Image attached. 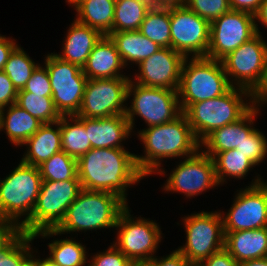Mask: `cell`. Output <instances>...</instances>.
Wrapping results in <instances>:
<instances>
[{"mask_svg":"<svg viewBox=\"0 0 267 266\" xmlns=\"http://www.w3.org/2000/svg\"><path fill=\"white\" fill-rule=\"evenodd\" d=\"M52 99L61 116L77 115L88 78L82 68L60 59L55 53L45 56Z\"/></svg>","mask_w":267,"mask_h":266,"instance_id":"cell-12","label":"cell"},{"mask_svg":"<svg viewBox=\"0 0 267 266\" xmlns=\"http://www.w3.org/2000/svg\"><path fill=\"white\" fill-rule=\"evenodd\" d=\"M263 0H229L231 10L245 11L255 15Z\"/></svg>","mask_w":267,"mask_h":266,"instance_id":"cell-44","label":"cell"},{"mask_svg":"<svg viewBox=\"0 0 267 266\" xmlns=\"http://www.w3.org/2000/svg\"><path fill=\"white\" fill-rule=\"evenodd\" d=\"M124 68L126 67L114 42L108 35H103L95 44L82 70L88 79L129 77L122 74Z\"/></svg>","mask_w":267,"mask_h":266,"instance_id":"cell-21","label":"cell"},{"mask_svg":"<svg viewBox=\"0 0 267 266\" xmlns=\"http://www.w3.org/2000/svg\"><path fill=\"white\" fill-rule=\"evenodd\" d=\"M18 91L4 71H0V109L16 103Z\"/></svg>","mask_w":267,"mask_h":266,"instance_id":"cell-41","label":"cell"},{"mask_svg":"<svg viewBox=\"0 0 267 266\" xmlns=\"http://www.w3.org/2000/svg\"><path fill=\"white\" fill-rule=\"evenodd\" d=\"M179 163L163 186L165 192H179L192 198L220 185L213 158L204 153L202 148Z\"/></svg>","mask_w":267,"mask_h":266,"instance_id":"cell-17","label":"cell"},{"mask_svg":"<svg viewBox=\"0 0 267 266\" xmlns=\"http://www.w3.org/2000/svg\"><path fill=\"white\" fill-rule=\"evenodd\" d=\"M252 98L250 91L231 87L222 96L192 103L183 113L201 142L213 130L242 118L254 106Z\"/></svg>","mask_w":267,"mask_h":266,"instance_id":"cell-4","label":"cell"},{"mask_svg":"<svg viewBox=\"0 0 267 266\" xmlns=\"http://www.w3.org/2000/svg\"><path fill=\"white\" fill-rule=\"evenodd\" d=\"M224 233V249L236 261L267 257V227Z\"/></svg>","mask_w":267,"mask_h":266,"instance_id":"cell-23","label":"cell"},{"mask_svg":"<svg viewBox=\"0 0 267 266\" xmlns=\"http://www.w3.org/2000/svg\"><path fill=\"white\" fill-rule=\"evenodd\" d=\"M255 15L230 10L210 23V41L206 57L221 60L256 36Z\"/></svg>","mask_w":267,"mask_h":266,"instance_id":"cell-16","label":"cell"},{"mask_svg":"<svg viewBox=\"0 0 267 266\" xmlns=\"http://www.w3.org/2000/svg\"><path fill=\"white\" fill-rule=\"evenodd\" d=\"M81 190L80 180L42 181L31 217L19 229L33 236L56 229Z\"/></svg>","mask_w":267,"mask_h":266,"instance_id":"cell-7","label":"cell"},{"mask_svg":"<svg viewBox=\"0 0 267 266\" xmlns=\"http://www.w3.org/2000/svg\"><path fill=\"white\" fill-rule=\"evenodd\" d=\"M186 243L178 251L193 265L224 248V226L221 212L202 211L182 218Z\"/></svg>","mask_w":267,"mask_h":266,"instance_id":"cell-10","label":"cell"},{"mask_svg":"<svg viewBox=\"0 0 267 266\" xmlns=\"http://www.w3.org/2000/svg\"><path fill=\"white\" fill-rule=\"evenodd\" d=\"M108 36L114 42L125 67L128 62L138 65L161 49L139 31L111 32Z\"/></svg>","mask_w":267,"mask_h":266,"instance_id":"cell-26","label":"cell"},{"mask_svg":"<svg viewBox=\"0 0 267 266\" xmlns=\"http://www.w3.org/2000/svg\"><path fill=\"white\" fill-rule=\"evenodd\" d=\"M220 61L230 85L246 89L253 94L265 75L267 43L261 34H257Z\"/></svg>","mask_w":267,"mask_h":266,"instance_id":"cell-11","label":"cell"},{"mask_svg":"<svg viewBox=\"0 0 267 266\" xmlns=\"http://www.w3.org/2000/svg\"><path fill=\"white\" fill-rule=\"evenodd\" d=\"M19 45L12 51L3 71L13 82L17 91L22 90L38 66Z\"/></svg>","mask_w":267,"mask_h":266,"instance_id":"cell-36","label":"cell"},{"mask_svg":"<svg viewBox=\"0 0 267 266\" xmlns=\"http://www.w3.org/2000/svg\"><path fill=\"white\" fill-rule=\"evenodd\" d=\"M102 36L98 30L75 19L67 31L65 40H63L62 54L55 53V55L64 61L83 68L95 44Z\"/></svg>","mask_w":267,"mask_h":266,"instance_id":"cell-22","label":"cell"},{"mask_svg":"<svg viewBox=\"0 0 267 266\" xmlns=\"http://www.w3.org/2000/svg\"><path fill=\"white\" fill-rule=\"evenodd\" d=\"M231 87L220 60L186 57L177 90L181 110L184 112L192 103L222 96Z\"/></svg>","mask_w":267,"mask_h":266,"instance_id":"cell-6","label":"cell"},{"mask_svg":"<svg viewBox=\"0 0 267 266\" xmlns=\"http://www.w3.org/2000/svg\"><path fill=\"white\" fill-rule=\"evenodd\" d=\"M127 203L118 195L106 191L82 189L68 207L66 215L56 229L38 232L34 237L49 238L64 233L115 228Z\"/></svg>","mask_w":267,"mask_h":266,"instance_id":"cell-3","label":"cell"},{"mask_svg":"<svg viewBox=\"0 0 267 266\" xmlns=\"http://www.w3.org/2000/svg\"><path fill=\"white\" fill-rule=\"evenodd\" d=\"M253 180L251 185L237 190L228 212H221L224 232L267 227V185L259 175Z\"/></svg>","mask_w":267,"mask_h":266,"instance_id":"cell-13","label":"cell"},{"mask_svg":"<svg viewBox=\"0 0 267 266\" xmlns=\"http://www.w3.org/2000/svg\"><path fill=\"white\" fill-rule=\"evenodd\" d=\"M135 155L125 148L90 149L77 160L82 189L111 192L128 204L127 187L145 177L137 167Z\"/></svg>","mask_w":267,"mask_h":266,"instance_id":"cell-1","label":"cell"},{"mask_svg":"<svg viewBox=\"0 0 267 266\" xmlns=\"http://www.w3.org/2000/svg\"><path fill=\"white\" fill-rule=\"evenodd\" d=\"M23 90L42 97H52L51 82L45 65L39 64L34 69Z\"/></svg>","mask_w":267,"mask_h":266,"instance_id":"cell-39","label":"cell"},{"mask_svg":"<svg viewBox=\"0 0 267 266\" xmlns=\"http://www.w3.org/2000/svg\"><path fill=\"white\" fill-rule=\"evenodd\" d=\"M144 266H193L177 249L162 258L156 256L143 264Z\"/></svg>","mask_w":267,"mask_h":266,"instance_id":"cell-42","label":"cell"},{"mask_svg":"<svg viewBox=\"0 0 267 266\" xmlns=\"http://www.w3.org/2000/svg\"><path fill=\"white\" fill-rule=\"evenodd\" d=\"M137 133L145 153L144 156L135 155V160L145 177L154 173L165 175L161 168L163 158H186L200 149V142L184 113L171 122L144 128Z\"/></svg>","mask_w":267,"mask_h":266,"instance_id":"cell-2","label":"cell"},{"mask_svg":"<svg viewBox=\"0 0 267 266\" xmlns=\"http://www.w3.org/2000/svg\"><path fill=\"white\" fill-rule=\"evenodd\" d=\"M241 266H267V257L243 261Z\"/></svg>","mask_w":267,"mask_h":266,"instance_id":"cell-50","label":"cell"},{"mask_svg":"<svg viewBox=\"0 0 267 266\" xmlns=\"http://www.w3.org/2000/svg\"><path fill=\"white\" fill-rule=\"evenodd\" d=\"M216 177L220 185L226 182V177L242 179L256 165L237 149L217 153L213 157Z\"/></svg>","mask_w":267,"mask_h":266,"instance_id":"cell-32","label":"cell"},{"mask_svg":"<svg viewBox=\"0 0 267 266\" xmlns=\"http://www.w3.org/2000/svg\"><path fill=\"white\" fill-rule=\"evenodd\" d=\"M185 59L183 54L172 48H161L137 65L139 74L130 80L147 87L177 91Z\"/></svg>","mask_w":267,"mask_h":266,"instance_id":"cell-18","label":"cell"},{"mask_svg":"<svg viewBox=\"0 0 267 266\" xmlns=\"http://www.w3.org/2000/svg\"><path fill=\"white\" fill-rule=\"evenodd\" d=\"M20 266H39V258L31 254Z\"/></svg>","mask_w":267,"mask_h":266,"instance_id":"cell-51","label":"cell"},{"mask_svg":"<svg viewBox=\"0 0 267 266\" xmlns=\"http://www.w3.org/2000/svg\"><path fill=\"white\" fill-rule=\"evenodd\" d=\"M41 182L39 167L20 160L18 166L0 180V220L19 229L31 217Z\"/></svg>","mask_w":267,"mask_h":266,"instance_id":"cell-5","label":"cell"},{"mask_svg":"<svg viewBox=\"0 0 267 266\" xmlns=\"http://www.w3.org/2000/svg\"><path fill=\"white\" fill-rule=\"evenodd\" d=\"M171 48L185 57H206L210 22L185 4L170 7Z\"/></svg>","mask_w":267,"mask_h":266,"instance_id":"cell-15","label":"cell"},{"mask_svg":"<svg viewBox=\"0 0 267 266\" xmlns=\"http://www.w3.org/2000/svg\"><path fill=\"white\" fill-rule=\"evenodd\" d=\"M236 149L255 165H259L267 156V138L256 128Z\"/></svg>","mask_w":267,"mask_h":266,"instance_id":"cell-38","label":"cell"},{"mask_svg":"<svg viewBox=\"0 0 267 266\" xmlns=\"http://www.w3.org/2000/svg\"><path fill=\"white\" fill-rule=\"evenodd\" d=\"M252 95H253L252 100L254 106L260 107L264 103L267 104V65L262 83Z\"/></svg>","mask_w":267,"mask_h":266,"instance_id":"cell-46","label":"cell"},{"mask_svg":"<svg viewBox=\"0 0 267 266\" xmlns=\"http://www.w3.org/2000/svg\"><path fill=\"white\" fill-rule=\"evenodd\" d=\"M87 266H133L134 263L127 258L114 244L108 250L99 252L88 259Z\"/></svg>","mask_w":267,"mask_h":266,"instance_id":"cell-40","label":"cell"},{"mask_svg":"<svg viewBox=\"0 0 267 266\" xmlns=\"http://www.w3.org/2000/svg\"><path fill=\"white\" fill-rule=\"evenodd\" d=\"M133 266H144L143 264H134Z\"/></svg>","mask_w":267,"mask_h":266,"instance_id":"cell-54","label":"cell"},{"mask_svg":"<svg viewBox=\"0 0 267 266\" xmlns=\"http://www.w3.org/2000/svg\"><path fill=\"white\" fill-rule=\"evenodd\" d=\"M15 228L0 220V243L14 230Z\"/></svg>","mask_w":267,"mask_h":266,"instance_id":"cell-49","label":"cell"},{"mask_svg":"<svg viewBox=\"0 0 267 266\" xmlns=\"http://www.w3.org/2000/svg\"><path fill=\"white\" fill-rule=\"evenodd\" d=\"M50 256L47 257L58 266H84L88 261L86 246L73 238L57 239L48 243Z\"/></svg>","mask_w":267,"mask_h":266,"instance_id":"cell-33","label":"cell"},{"mask_svg":"<svg viewBox=\"0 0 267 266\" xmlns=\"http://www.w3.org/2000/svg\"><path fill=\"white\" fill-rule=\"evenodd\" d=\"M131 96L133 99L130 107L126 108L125 116L132 131L135 115L141 117L148 128L171 122L183 113L176 90L147 87L130 80L127 100Z\"/></svg>","mask_w":267,"mask_h":266,"instance_id":"cell-8","label":"cell"},{"mask_svg":"<svg viewBox=\"0 0 267 266\" xmlns=\"http://www.w3.org/2000/svg\"><path fill=\"white\" fill-rule=\"evenodd\" d=\"M184 4L210 23L231 10L229 0H185Z\"/></svg>","mask_w":267,"mask_h":266,"instance_id":"cell-37","label":"cell"},{"mask_svg":"<svg viewBox=\"0 0 267 266\" xmlns=\"http://www.w3.org/2000/svg\"><path fill=\"white\" fill-rule=\"evenodd\" d=\"M58 122L61 130L62 151L78 160L92 149L88 132L75 115L61 116Z\"/></svg>","mask_w":267,"mask_h":266,"instance_id":"cell-28","label":"cell"},{"mask_svg":"<svg viewBox=\"0 0 267 266\" xmlns=\"http://www.w3.org/2000/svg\"><path fill=\"white\" fill-rule=\"evenodd\" d=\"M39 266H58V265L54 264L50 259L44 258V259H39Z\"/></svg>","mask_w":267,"mask_h":266,"instance_id":"cell-52","label":"cell"},{"mask_svg":"<svg viewBox=\"0 0 267 266\" xmlns=\"http://www.w3.org/2000/svg\"><path fill=\"white\" fill-rule=\"evenodd\" d=\"M259 110V107L253 106L238 121L213 130L200 142V148L206 149L202 151L213 158L219 152L239 147L256 129L253 125Z\"/></svg>","mask_w":267,"mask_h":266,"instance_id":"cell-19","label":"cell"},{"mask_svg":"<svg viewBox=\"0 0 267 266\" xmlns=\"http://www.w3.org/2000/svg\"><path fill=\"white\" fill-rule=\"evenodd\" d=\"M127 206L119 215L113 244L134 264H144L155 257L162 239L161 227L153 220L134 217Z\"/></svg>","mask_w":267,"mask_h":266,"instance_id":"cell-9","label":"cell"},{"mask_svg":"<svg viewBox=\"0 0 267 266\" xmlns=\"http://www.w3.org/2000/svg\"><path fill=\"white\" fill-rule=\"evenodd\" d=\"M130 77L88 79L80 110L75 116L104 118L125 115Z\"/></svg>","mask_w":267,"mask_h":266,"instance_id":"cell-14","label":"cell"},{"mask_svg":"<svg viewBox=\"0 0 267 266\" xmlns=\"http://www.w3.org/2000/svg\"><path fill=\"white\" fill-rule=\"evenodd\" d=\"M151 7L168 8L184 4L185 0H146Z\"/></svg>","mask_w":267,"mask_h":266,"instance_id":"cell-48","label":"cell"},{"mask_svg":"<svg viewBox=\"0 0 267 266\" xmlns=\"http://www.w3.org/2000/svg\"><path fill=\"white\" fill-rule=\"evenodd\" d=\"M34 239L33 235L14 229L0 243V266H20L32 254L31 244Z\"/></svg>","mask_w":267,"mask_h":266,"instance_id":"cell-31","label":"cell"},{"mask_svg":"<svg viewBox=\"0 0 267 266\" xmlns=\"http://www.w3.org/2000/svg\"><path fill=\"white\" fill-rule=\"evenodd\" d=\"M197 266H241L224 248L212 254Z\"/></svg>","mask_w":267,"mask_h":266,"instance_id":"cell-43","label":"cell"},{"mask_svg":"<svg viewBox=\"0 0 267 266\" xmlns=\"http://www.w3.org/2000/svg\"><path fill=\"white\" fill-rule=\"evenodd\" d=\"M76 117L84 124L92 148H124L121 142L129 138L132 132L125 115L100 119Z\"/></svg>","mask_w":267,"mask_h":266,"instance_id":"cell-20","label":"cell"},{"mask_svg":"<svg viewBox=\"0 0 267 266\" xmlns=\"http://www.w3.org/2000/svg\"><path fill=\"white\" fill-rule=\"evenodd\" d=\"M14 41L16 40L0 34V71H3L10 54L18 46Z\"/></svg>","mask_w":267,"mask_h":266,"instance_id":"cell-45","label":"cell"},{"mask_svg":"<svg viewBox=\"0 0 267 266\" xmlns=\"http://www.w3.org/2000/svg\"><path fill=\"white\" fill-rule=\"evenodd\" d=\"M23 145L28 147L21 161L33 166L41 165L62 151L60 123H44Z\"/></svg>","mask_w":267,"mask_h":266,"instance_id":"cell-24","label":"cell"},{"mask_svg":"<svg viewBox=\"0 0 267 266\" xmlns=\"http://www.w3.org/2000/svg\"><path fill=\"white\" fill-rule=\"evenodd\" d=\"M150 9L146 0H116L113 32L138 31Z\"/></svg>","mask_w":267,"mask_h":266,"instance_id":"cell-30","label":"cell"},{"mask_svg":"<svg viewBox=\"0 0 267 266\" xmlns=\"http://www.w3.org/2000/svg\"><path fill=\"white\" fill-rule=\"evenodd\" d=\"M116 0H82L75 6L76 20L98 30L102 35L113 32Z\"/></svg>","mask_w":267,"mask_h":266,"instance_id":"cell-27","label":"cell"},{"mask_svg":"<svg viewBox=\"0 0 267 266\" xmlns=\"http://www.w3.org/2000/svg\"><path fill=\"white\" fill-rule=\"evenodd\" d=\"M81 1H82V0H66V2H68V4H69L70 6H72L73 8H74L77 4H79Z\"/></svg>","mask_w":267,"mask_h":266,"instance_id":"cell-53","label":"cell"},{"mask_svg":"<svg viewBox=\"0 0 267 266\" xmlns=\"http://www.w3.org/2000/svg\"><path fill=\"white\" fill-rule=\"evenodd\" d=\"M43 124L16 103L0 109V131L5 130L15 146H22Z\"/></svg>","mask_w":267,"mask_h":266,"instance_id":"cell-25","label":"cell"},{"mask_svg":"<svg viewBox=\"0 0 267 266\" xmlns=\"http://www.w3.org/2000/svg\"><path fill=\"white\" fill-rule=\"evenodd\" d=\"M255 20H257L255 21L257 33L261 34L258 23L260 22L263 26L267 28V0H263V2L261 3L259 11L255 14Z\"/></svg>","mask_w":267,"mask_h":266,"instance_id":"cell-47","label":"cell"},{"mask_svg":"<svg viewBox=\"0 0 267 266\" xmlns=\"http://www.w3.org/2000/svg\"><path fill=\"white\" fill-rule=\"evenodd\" d=\"M38 167L42 181L79 180L77 160L64 151L52 155Z\"/></svg>","mask_w":267,"mask_h":266,"instance_id":"cell-34","label":"cell"},{"mask_svg":"<svg viewBox=\"0 0 267 266\" xmlns=\"http://www.w3.org/2000/svg\"><path fill=\"white\" fill-rule=\"evenodd\" d=\"M138 31L161 48H171L170 7H151Z\"/></svg>","mask_w":267,"mask_h":266,"instance_id":"cell-29","label":"cell"},{"mask_svg":"<svg viewBox=\"0 0 267 266\" xmlns=\"http://www.w3.org/2000/svg\"><path fill=\"white\" fill-rule=\"evenodd\" d=\"M16 104L42 123H54L61 118L52 97H42L22 89L18 91Z\"/></svg>","mask_w":267,"mask_h":266,"instance_id":"cell-35","label":"cell"}]
</instances>
